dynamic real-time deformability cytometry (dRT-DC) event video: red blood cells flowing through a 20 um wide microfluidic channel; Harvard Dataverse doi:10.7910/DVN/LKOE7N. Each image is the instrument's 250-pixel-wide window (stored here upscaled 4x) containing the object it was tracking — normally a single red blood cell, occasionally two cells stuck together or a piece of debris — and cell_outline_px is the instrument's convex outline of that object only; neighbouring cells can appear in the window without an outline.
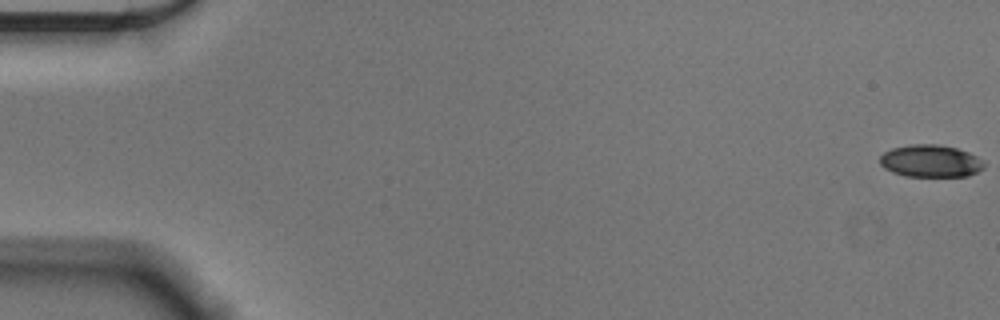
{"species": "Egyptian fruit bat (a non-hibernating species)", "species_latin": "Rousettus aegyptiacus", "temperature_condition": "cold", "stored_images_in_passage": 56, "camera_frame_rate_fps": 3000, "um_per_image_px": 0.085, "animal": {"sex": "male"}, "frame": {"image": 1, "passage_image": 1, "time_ms": 0.0, "image_size_px": [1000, 320], "cell_outline_px": [[984, 168], [968, 176], [904, 176], [892, 172], [884, 168], [880, 164], [880, 156], [884, 152], [892, 148], [912, 144], [936, 144], [956, 148], [968, 152], [976, 156], [984, 164]], "centroid_in_image_um": [79.07, 13.69], "position_along_channel_um": 5.9, "area_um2": 19.54}}
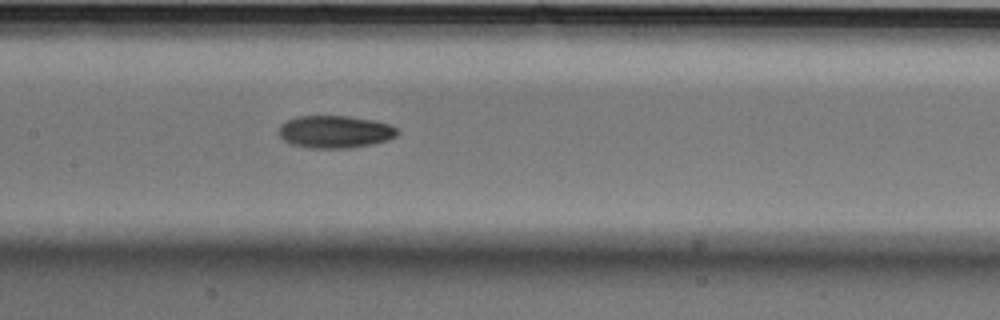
{"frame": {"image": 2, "passage_image": 28, "time_ms": 9.0, "image_size_px": [1000, 320], "cell_outline_px": [[400, 132], [396, 136], [388, 140], [372, 144], [348, 148], [308, 148], [292, 144], [284, 140], [280, 136], [280, 124], [296, 116], [348, 116], [372, 120], [388, 124], [396, 128]], "centroid_in_image_um": [28.48, 11.2], "position_along_channel_um": 178.9, "area_um2": 22.37}}
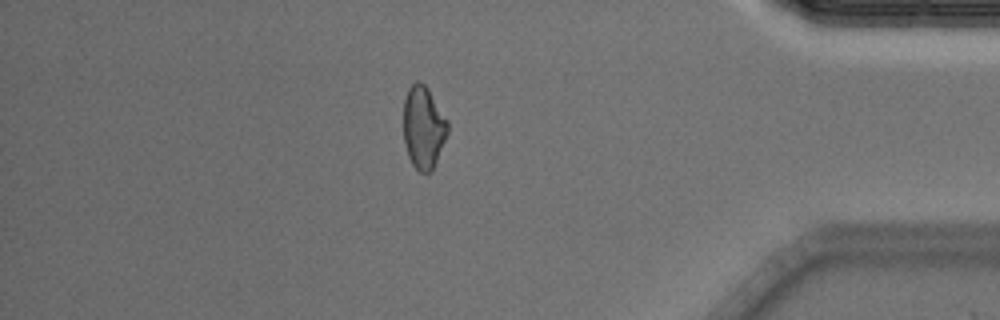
{"frame": {"image": 3, "passage_image": 49, "time_ms": 16.0, "image_size_px": [1000, 320], "cell_outline_px": [[448, 132], [432, 172], [420, 172], [412, 164], [408, 156], [404, 140], [404, 100], [408, 88], [416, 80], [420, 80], [428, 88], [448, 120]], "centroid_in_image_um": [36.0, 10.81], "position_along_channel_um": 399.2, "area_um2": 21.33}, "authors_computed_cell_mechanics": {"area_um2": 21.6172, "velocity_mm_per_s": 3.6118, "shape_relaxation_time_tau1_ms": 5.812, "shape_relaxation_time_tau2_ms": 5.4568, "deformation_change_tau1": 0.1354, "deformation_change_tau2": 0.1104}}